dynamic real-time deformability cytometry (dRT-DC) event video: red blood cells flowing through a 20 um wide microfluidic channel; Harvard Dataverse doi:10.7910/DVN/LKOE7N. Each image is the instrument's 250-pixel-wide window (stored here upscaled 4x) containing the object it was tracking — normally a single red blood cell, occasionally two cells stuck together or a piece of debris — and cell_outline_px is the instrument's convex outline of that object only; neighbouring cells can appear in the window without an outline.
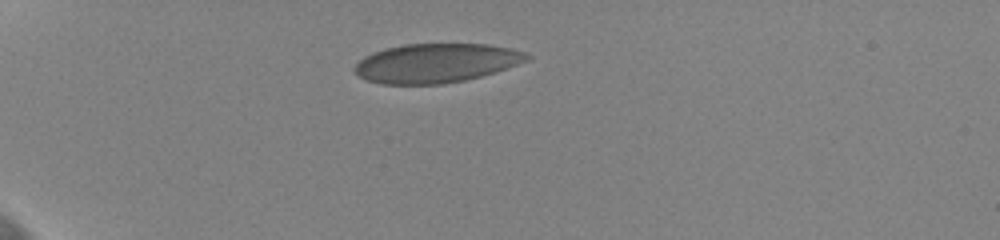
{"species": "human", "species_latin": "Homo sapiens", "temperature_condition": "cold", "stored_images_in_passage": 35, "camera_frame_rate_fps": 3000, "um_per_image_px": 0.085, "donor": {"sex": "female"}, "frame": {"image": 1, "passage_image": 1, "time_ms": 0.0, "image_size_px": [1000, 240], "cell_outline_px": [[532, 56], [516, 64], [496, 72], [464, 80], [444, 84], [384, 84], [368, 80], [360, 76], [352, 68], [364, 56], [388, 48], [404, 44], [488, 44], [508, 48], [524, 52]], "centroid_in_image_um": [37.05, 5.36], "position_along_channel_um": 47.9, "area_um2": 38.78}}
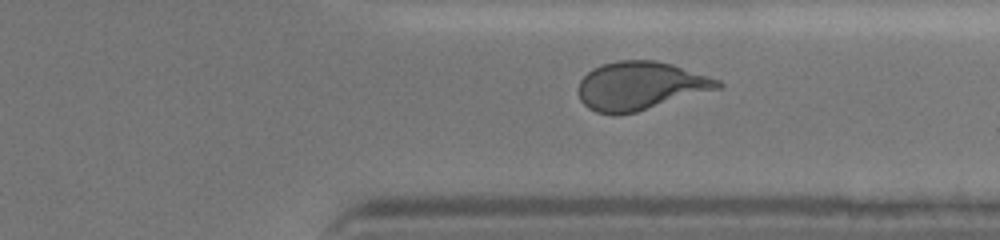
{"frame": {"image": 2, "passage_image": 30, "time_ms": 9.667, "image_size_px": [1000, 240], "cell_outline_px": [[724, 88], [636, 112], [616, 116], [612, 116], [596, 112], [588, 108], [580, 100], [576, 92], [576, 88], [580, 80], [592, 68], [616, 60], [656, 60], [672, 64], [720, 80], [724, 84]], "centroid_in_image_um": [54.42, 7.31], "position_along_channel_um": 357.0, "area_um2": 39.94}}
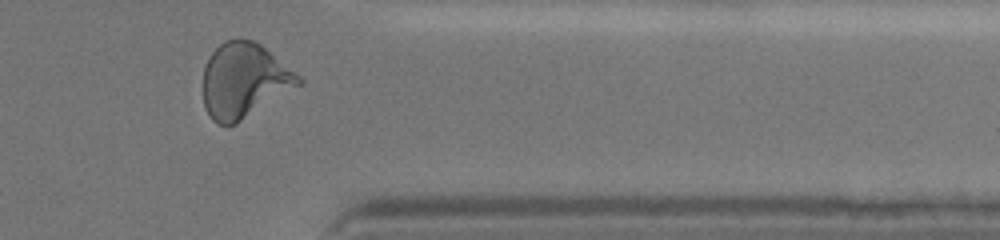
{"frame": {"image": 3, "passage_image": 33, "time_ms": 10.667, "image_size_px": [1000, 240], "cell_outline_px": [[304, 80], [300, 84], [236, 124], [228, 128], [216, 124], [212, 120], [204, 108], [204, 68], [208, 56], [224, 40], [240, 36], [252, 40], [260, 44], [300, 76]], "centroid_in_image_um": [20.7, 6.84], "position_along_channel_um": 390.7, "area_um2": 41.73}, "authors_computed_cell_mechanics": {"area_um2": 39.1884, "velocity_mm_per_s": 3.645, "shape_relaxation_time_tau1_ms": 6.4228, "shape_relaxation_time_tau2_ms": null, "deformation_change_tau1": 0.1622, "deformation_change_tau2": null}}